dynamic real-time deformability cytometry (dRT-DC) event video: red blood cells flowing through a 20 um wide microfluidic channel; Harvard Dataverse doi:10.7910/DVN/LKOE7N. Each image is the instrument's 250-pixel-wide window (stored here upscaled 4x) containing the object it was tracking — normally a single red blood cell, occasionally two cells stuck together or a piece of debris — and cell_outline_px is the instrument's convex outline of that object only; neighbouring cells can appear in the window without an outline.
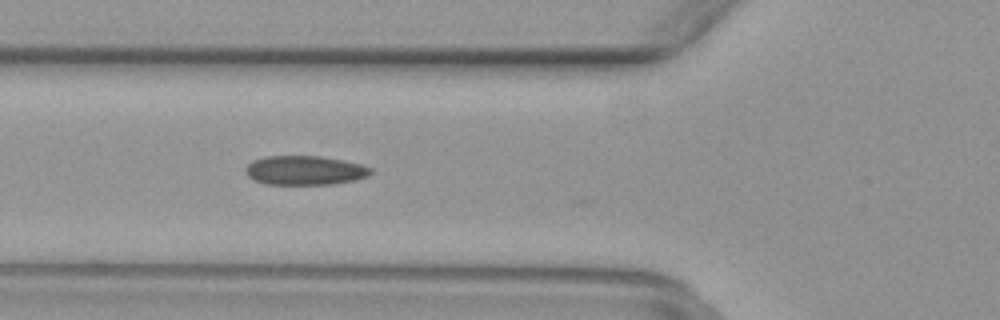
{"species": "common noctule bat (a hibernating species)", "species_latin": "Nyctalus noctula", "temperature_condition": "warm", "stored_images_in_passage": 41, "camera_frame_rate_fps": 3000, "um_per_image_px": 0.085, "animal": {"sex": "female", "body_mass_g": 29.2, "forearm_length_mm": 56.3}, "frame": {"image": 1, "passage_image": 15, "time_ms": 4.667, "image_size_px": [1000, 320], "cell_outline_px": [[372, 172], [368, 176], [356, 180], [332, 184], [264, 184], [248, 176], [244, 172], [244, 168], [252, 160], [264, 156], [320, 156], [344, 160], [360, 164], [372, 168]], "centroid_in_image_um": [25.9, 14.47], "position_along_channel_um": 99.9, "area_um2": 21.44}}
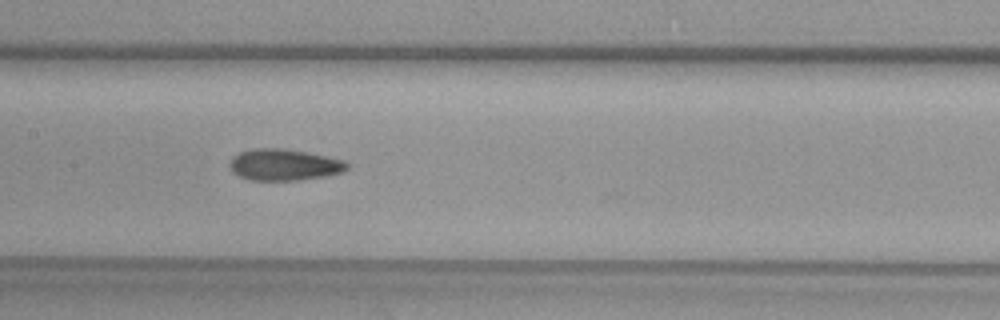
{"frame": {"image": 2, "passage_image": 21, "time_ms": 6.667, "image_size_px": [1000, 320], "cell_outline_px": [[348, 168], [344, 172], [328, 176], [300, 180], [248, 180], [232, 172], [228, 164], [232, 156], [240, 152], [252, 148], [284, 148], [308, 152], [344, 160], [348, 164]], "centroid_in_image_um": [24.14, 14.0], "position_along_channel_um": 183.3, "area_um2": 21.85}}
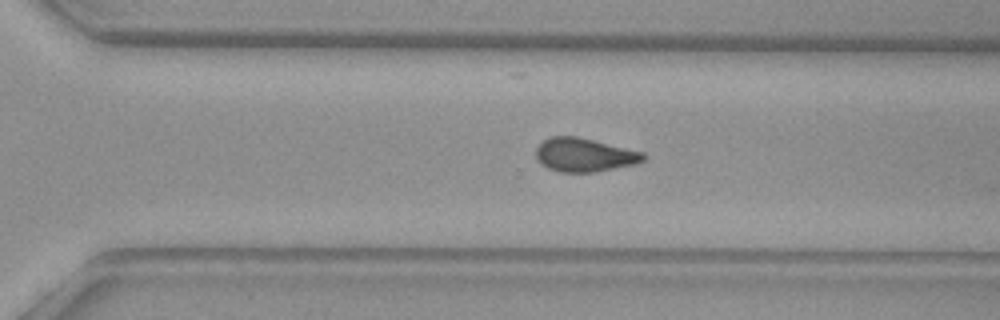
{"frame": {"image": 3, "passage_image": 31, "time_ms": 10.0, "image_size_px": [1000, 320], "cell_outline_px": [[648, 156], [644, 160], [636, 164], [596, 172], [560, 172], [548, 168], [540, 164], [536, 156], [536, 148], [544, 140], [552, 136], [576, 136], [644, 152]], "centroid_in_image_um": [49.69, 13.17], "position_along_channel_um": 320.9, "area_um2": 21.1}}